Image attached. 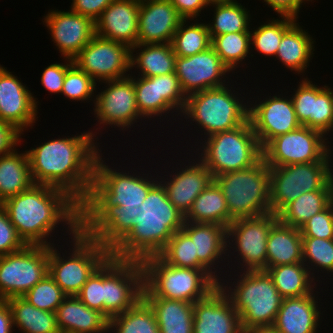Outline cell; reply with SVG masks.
Masks as SVG:
<instances>
[{
	"instance_id": "obj_50",
	"label": "cell",
	"mask_w": 333,
	"mask_h": 333,
	"mask_svg": "<svg viewBox=\"0 0 333 333\" xmlns=\"http://www.w3.org/2000/svg\"><path fill=\"white\" fill-rule=\"evenodd\" d=\"M76 296L87 307L104 315V262L92 273Z\"/></svg>"
},
{
	"instance_id": "obj_58",
	"label": "cell",
	"mask_w": 333,
	"mask_h": 333,
	"mask_svg": "<svg viewBox=\"0 0 333 333\" xmlns=\"http://www.w3.org/2000/svg\"><path fill=\"white\" fill-rule=\"evenodd\" d=\"M177 12L184 18L193 21L201 16V11L208 8L204 0H169Z\"/></svg>"
},
{
	"instance_id": "obj_54",
	"label": "cell",
	"mask_w": 333,
	"mask_h": 333,
	"mask_svg": "<svg viewBox=\"0 0 333 333\" xmlns=\"http://www.w3.org/2000/svg\"><path fill=\"white\" fill-rule=\"evenodd\" d=\"M65 63H53L47 66L41 75V84L50 93L60 95L66 71L74 64L73 60L64 58Z\"/></svg>"
},
{
	"instance_id": "obj_59",
	"label": "cell",
	"mask_w": 333,
	"mask_h": 333,
	"mask_svg": "<svg viewBox=\"0 0 333 333\" xmlns=\"http://www.w3.org/2000/svg\"><path fill=\"white\" fill-rule=\"evenodd\" d=\"M12 312L6 300H0V333H13Z\"/></svg>"
},
{
	"instance_id": "obj_13",
	"label": "cell",
	"mask_w": 333,
	"mask_h": 333,
	"mask_svg": "<svg viewBox=\"0 0 333 333\" xmlns=\"http://www.w3.org/2000/svg\"><path fill=\"white\" fill-rule=\"evenodd\" d=\"M49 270V246L26 245L22 250L0 256V300L22 297Z\"/></svg>"
},
{
	"instance_id": "obj_33",
	"label": "cell",
	"mask_w": 333,
	"mask_h": 333,
	"mask_svg": "<svg viewBox=\"0 0 333 333\" xmlns=\"http://www.w3.org/2000/svg\"><path fill=\"white\" fill-rule=\"evenodd\" d=\"M151 307L160 333H193V303L163 297H142Z\"/></svg>"
},
{
	"instance_id": "obj_4",
	"label": "cell",
	"mask_w": 333,
	"mask_h": 333,
	"mask_svg": "<svg viewBox=\"0 0 333 333\" xmlns=\"http://www.w3.org/2000/svg\"><path fill=\"white\" fill-rule=\"evenodd\" d=\"M228 273L230 279L224 276L228 281L221 279L218 285L237 310L242 330L273 326L284 298L278 292L268 272L249 270L237 271V274L233 271L231 274L228 270ZM230 280L235 281L232 283Z\"/></svg>"
},
{
	"instance_id": "obj_9",
	"label": "cell",
	"mask_w": 333,
	"mask_h": 333,
	"mask_svg": "<svg viewBox=\"0 0 333 333\" xmlns=\"http://www.w3.org/2000/svg\"><path fill=\"white\" fill-rule=\"evenodd\" d=\"M69 239L71 241L67 242L71 243L72 249L68 250L71 253L62 252L61 256V248L58 251L54 245L49 246L48 274L67 296H76L111 252L95 239L89 238L81 229Z\"/></svg>"
},
{
	"instance_id": "obj_3",
	"label": "cell",
	"mask_w": 333,
	"mask_h": 333,
	"mask_svg": "<svg viewBox=\"0 0 333 333\" xmlns=\"http://www.w3.org/2000/svg\"><path fill=\"white\" fill-rule=\"evenodd\" d=\"M185 215L168 199L160 180L149 190L140 207H135V226L111 251L121 260H137L159 255L176 231L182 229Z\"/></svg>"
},
{
	"instance_id": "obj_55",
	"label": "cell",
	"mask_w": 333,
	"mask_h": 333,
	"mask_svg": "<svg viewBox=\"0 0 333 333\" xmlns=\"http://www.w3.org/2000/svg\"><path fill=\"white\" fill-rule=\"evenodd\" d=\"M113 0H72L71 10L96 21Z\"/></svg>"
},
{
	"instance_id": "obj_34",
	"label": "cell",
	"mask_w": 333,
	"mask_h": 333,
	"mask_svg": "<svg viewBox=\"0 0 333 333\" xmlns=\"http://www.w3.org/2000/svg\"><path fill=\"white\" fill-rule=\"evenodd\" d=\"M175 60L171 43L137 44L130 48V69H139L140 77L174 73Z\"/></svg>"
},
{
	"instance_id": "obj_18",
	"label": "cell",
	"mask_w": 333,
	"mask_h": 333,
	"mask_svg": "<svg viewBox=\"0 0 333 333\" xmlns=\"http://www.w3.org/2000/svg\"><path fill=\"white\" fill-rule=\"evenodd\" d=\"M74 64L96 83L128 77L130 48L113 40L95 35L73 59Z\"/></svg>"
},
{
	"instance_id": "obj_41",
	"label": "cell",
	"mask_w": 333,
	"mask_h": 333,
	"mask_svg": "<svg viewBox=\"0 0 333 333\" xmlns=\"http://www.w3.org/2000/svg\"><path fill=\"white\" fill-rule=\"evenodd\" d=\"M108 333H160V331L153 310L141 299L134 307L109 319Z\"/></svg>"
},
{
	"instance_id": "obj_53",
	"label": "cell",
	"mask_w": 333,
	"mask_h": 333,
	"mask_svg": "<svg viewBox=\"0 0 333 333\" xmlns=\"http://www.w3.org/2000/svg\"><path fill=\"white\" fill-rule=\"evenodd\" d=\"M25 246L5 208L0 205V256L20 251Z\"/></svg>"
},
{
	"instance_id": "obj_29",
	"label": "cell",
	"mask_w": 333,
	"mask_h": 333,
	"mask_svg": "<svg viewBox=\"0 0 333 333\" xmlns=\"http://www.w3.org/2000/svg\"><path fill=\"white\" fill-rule=\"evenodd\" d=\"M318 293L284 298L273 325L278 332L316 333L322 320L320 315H323L317 304Z\"/></svg>"
},
{
	"instance_id": "obj_26",
	"label": "cell",
	"mask_w": 333,
	"mask_h": 333,
	"mask_svg": "<svg viewBox=\"0 0 333 333\" xmlns=\"http://www.w3.org/2000/svg\"><path fill=\"white\" fill-rule=\"evenodd\" d=\"M183 20L169 0L140 1L138 44L171 43Z\"/></svg>"
},
{
	"instance_id": "obj_16",
	"label": "cell",
	"mask_w": 333,
	"mask_h": 333,
	"mask_svg": "<svg viewBox=\"0 0 333 333\" xmlns=\"http://www.w3.org/2000/svg\"><path fill=\"white\" fill-rule=\"evenodd\" d=\"M80 229L110 252L135 226V207L81 204Z\"/></svg>"
},
{
	"instance_id": "obj_57",
	"label": "cell",
	"mask_w": 333,
	"mask_h": 333,
	"mask_svg": "<svg viewBox=\"0 0 333 333\" xmlns=\"http://www.w3.org/2000/svg\"><path fill=\"white\" fill-rule=\"evenodd\" d=\"M307 1L312 2L313 0H263L279 16H289L295 19L299 17L303 3L306 4Z\"/></svg>"
},
{
	"instance_id": "obj_14",
	"label": "cell",
	"mask_w": 333,
	"mask_h": 333,
	"mask_svg": "<svg viewBox=\"0 0 333 333\" xmlns=\"http://www.w3.org/2000/svg\"><path fill=\"white\" fill-rule=\"evenodd\" d=\"M144 271L141 261L109 256L104 261V316L124 313L141 299Z\"/></svg>"
},
{
	"instance_id": "obj_49",
	"label": "cell",
	"mask_w": 333,
	"mask_h": 333,
	"mask_svg": "<svg viewBox=\"0 0 333 333\" xmlns=\"http://www.w3.org/2000/svg\"><path fill=\"white\" fill-rule=\"evenodd\" d=\"M97 83L84 71L73 64L67 71L63 82L61 95L70 101H93L95 103ZM95 94V95H94ZM94 97V98H93ZM94 99V100H93Z\"/></svg>"
},
{
	"instance_id": "obj_47",
	"label": "cell",
	"mask_w": 333,
	"mask_h": 333,
	"mask_svg": "<svg viewBox=\"0 0 333 333\" xmlns=\"http://www.w3.org/2000/svg\"><path fill=\"white\" fill-rule=\"evenodd\" d=\"M333 88L313 83L312 114L301 125L321 132L325 137L333 131Z\"/></svg>"
},
{
	"instance_id": "obj_40",
	"label": "cell",
	"mask_w": 333,
	"mask_h": 333,
	"mask_svg": "<svg viewBox=\"0 0 333 333\" xmlns=\"http://www.w3.org/2000/svg\"><path fill=\"white\" fill-rule=\"evenodd\" d=\"M215 7L213 22L207 23L211 40L218 35L230 32H250V10L233 0L227 3L210 5Z\"/></svg>"
},
{
	"instance_id": "obj_37",
	"label": "cell",
	"mask_w": 333,
	"mask_h": 333,
	"mask_svg": "<svg viewBox=\"0 0 333 333\" xmlns=\"http://www.w3.org/2000/svg\"><path fill=\"white\" fill-rule=\"evenodd\" d=\"M333 202V189L305 192L288 203L278 214L285 225L300 229L312 216L326 209Z\"/></svg>"
},
{
	"instance_id": "obj_44",
	"label": "cell",
	"mask_w": 333,
	"mask_h": 333,
	"mask_svg": "<svg viewBox=\"0 0 333 333\" xmlns=\"http://www.w3.org/2000/svg\"><path fill=\"white\" fill-rule=\"evenodd\" d=\"M278 17L279 19L273 18L256 29L254 27V30L250 28L251 51L257 50L258 53L267 57L276 56L283 34L298 21L289 16Z\"/></svg>"
},
{
	"instance_id": "obj_61",
	"label": "cell",
	"mask_w": 333,
	"mask_h": 333,
	"mask_svg": "<svg viewBox=\"0 0 333 333\" xmlns=\"http://www.w3.org/2000/svg\"><path fill=\"white\" fill-rule=\"evenodd\" d=\"M205 3L210 7L213 4L227 3L233 0H204Z\"/></svg>"
},
{
	"instance_id": "obj_5",
	"label": "cell",
	"mask_w": 333,
	"mask_h": 333,
	"mask_svg": "<svg viewBox=\"0 0 333 333\" xmlns=\"http://www.w3.org/2000/svg\"><path fill=\"white\" fill-rule=\"evenodd\" d=\"M232 86L226 84L189 95L179 116L186 121L189 119L187 122L191 121V125L196 124L198 127L194 128L202 130L204 138L245 124L249 120V99L244 102L246 97L238 94Z\"/></svg>"
},
{
	"instance_id": "obj_43",
	"label": "cell",
	"mask_w": 333,
	"mask_h": 333,
	"mask_svg": "<svg viewBox=\"0 0 333 333\" xmlns=\"http://www.w3.org/2000/svg\"><path fill=\"white\" fill-rule=\"evenodd\" d=\"M211 46L232 74L235 73V69L243 66V60L252 53L250 32H230L215 36Z\"/></svg>"
},
{
	"instance_id": "obj_7",
	"label": "cell",
	"mask_w": 333,
	"mask_h": 333,
	"mask_svg": "<svg viewBox=\"0 0 333 333\" xmlns=\"http://www.w3.org/2000/svg\"><path fill=\"white\" fill-rule=\"evenodd\" d=\"M144 271L142 297H163L195 303L218 285L201 269L171 266L159 255L141 261Z\"/></svg>"
},
{
	"instance_id": "obj_32",
	"label": "cell",
	"mask_w": 333,
	"mask_h": 333,
	"mask_svg": "<svg viewBox=\"0 0 333 333\" xmlns=\"http://www.w3.org/2000/svg\"><path fill=\"white\" fill-rule=\"evenodd\" d=\"M295 263H303L301 231L278 220L271 227L267 238L266 269Z\"/></svg>"
},
{
	"instance_id": "obj_31",
	"label": "cell",
	"mask_w": 333,
	"mask_h": 333,
	"mask_svg": "<svg viewBox=\"0 0 333 333\" xmlns=\"http://www.w3.org/2000/svg\"><path fill=\"white\" fill-rule=\"evenodd\" d=\"M315 40L297 21L283 34L276 58L294 74L304 75L313 59ZM302 73V74H301Z\"/></svg>"
},
{
	"instance_id": "obj_15",
	"label": "cell",
	"mask_w": 333,
	"mask_h": 333,
	"mask_svg": "<svg viewBox=\"0 0 333 333\" xmlns=\"http://www.w3.org/2000/svg\"><path fill=\"white\" fill-rule=\"evenodd\" d=\"M328 137L306 126L272 139L263 149L268 166H286L320 161L331 149ZM326 140V141H325Z\"/></svg>"
},
{
	"instance_id": "obj_6",
	"label": "cell",
	"mask_w": 333,
	"mask_h": 333,
	"mask_svg": "<svg viewBox=\"0 0 333 333\" xmlns=\"http://www.w3.org/2000/svg\"><path fill=\"white\" fill-rule=\"evenodd\" d=\"M203 139L199 140L202 147L198 146L195 157L197 155L200 158L213 178L248 168L263 158L262 147L250 120L234 129L217 132Z\"/></svg>"
},
{
	"instance_id": "obj_60",
	"label": "cell",
	"mask_w": 333,
	"mask_h": 333,
	"mask_svg": "<svg viewBox=\"0 0 333 333\" xmlns=\"http://www.w3.org/2000/svg\"><path fill=\"white\" fill-rule=\"evenodd\" d=\"M243 333H279L274 326L255 327L243 331Z\"/></svg>"
},
{
	"instance_id": "obj_8",
	"label": "cell",
	"mask_w": 333,
	"mask_h": 333,
	"mask_svg": "<svg viewBox=\"0 0 333 333\" xmlns=\"http://www.w3.org/2000/svg\"><path fill=\"white\" fill-rule=\"evenodd\" d=\"M214 181L222 189L232 220L271 212L270 169L263 158L248 168L215 176Z\"/></svg>"
},
{
	"instance_id": "obj_46",
	"label": "cell",
	"mask_w": 333,
	"mask_h": 333,
	"mask_svg": "<svg viewBox=\"0 0 333 333\" xmlns=\"http://www.w3.org/2000/svg\"><path fill=\"white\" fill-rule=\"evenodd\" d=\"M302 249L303 263L317 282L320 281V277H323L318 275L319 271L331 276L329 273H333V239L302 237ZM314 273H317L319 277Z\"/></svg>"
},
{
	"instance_id": "obj_51",
	"label": "cell",
	"mask_w": 333,
	"mask_h": 333,
	"mask_svg": "<svg viewBox=\"0 0 333 333\" xmlns=\"http://www.w3.org/2000/svg\"><path fill=\"white\" fill-rule=\"evenodd\" d=\"M302 237L333 239V202L312 216L301 228Z\"/></svg>"
},
{
	"instance_id": "obj_24",
	"label": "cell",
	"mask_w": 333,
	"mask_h": 333,
	"mask_svg": "<svg viewBox=\"0 0 333 333\" xmlns=\"http://www.w3.org/2000/svg\"><path fill=\"white\" fill-rule=\"evenodd\" d=\"M193 316V333H243L238 312L219 285L193 303Z\"/></svg>"
},
{
	"instance_id": "obj_38",
	"label": "cell",
	"mask_w": 333,
	"mask_h": 333,
	"mask_svg": "<svg viewBox=\"0 0 333 333\" xmlns=\"http://www.w3.org/2000/svg\"><path fill=\"white\" fill-rule=\"evenodd\" d=\"M12 312L13 328L21 333H61L56 313L38 309L23 297L6 300Z\"/></svg>"
},
{
	"instance_id": "obj_19",
	"label": "cell",
	"mask_w": 333,
	"mask_h": 333,
	"mask_svg": "<svg viewBox=\"0 0 333 333\" xmlns=\"http://www.w3.org/2000/svg\"><path fill=\"white\" fill-rule=\"evenodd\" d=\"M106 88L95 97L94 115L98 124L117 126L127 130L143 117L139 113L135 98L134 81L128 76L118 80L102 81ZM107 84V85H106Z\"/></svg>"
},
{
	"instance_id": "obj_48",
	"label": "cell",
	"mask_w": 333,
	"mask_h": 333,
	"mask_svg": "<svg viewBox=\"0 0 333 333\" xmlns=\"http://www.w3.org/2000/svg\"><path fill=\"white\" fill-rule=\"evenodd\" d=\"M22 297L38 309L56 313L58 306L67 295L56 284L54 279L47 274Z\"/></svg>"
},
{
	"instance_id": "obj_2",
	"label": "cell",
	"mask_w": 333,
	"mask_h": 333,
	"mask_svg": "<svg viewBox=\"0 0 333 333\" xmlns=\"http://www.w3.org/2000/svg\"><path fill=\"white\" fill-rule=\"evenodd\" d=\"M2 206L26 245H56L49 238L54 237L60 223L63 227L66 225L70 237L80 230V204L60 188L33 184L4 200Z\"/></svg>"
},
{
	"instance_id": "obj_45",
	"label": "cell",
	"mask_w": 333,
	"mask_h": 333,
	"mask_svg": "<svg viewBox=\"0 0 333 333\" xmlns=\"http://www.w3.org/2000/svg\"><path fill=\"white\" fill-rule=\"evenodd\" d=\"M159 256L169 265L203 270L217 285L219 282L198 262L194 243L181 229L176 231Z\"/></svg>"
},
{
	"instance_id": "obj_36",
	"label": "cell",
	"mask_w": 333,
	"mask_h": 333,
	"mask_svg": "<svg viewBox=\"0 0 333 333\" xmlns=\"http://www.w3.org/2000/svg\"><path fill=\"white\" fill-rule=\"evenodd\" d=\"M27 151L19 153L15 148L11 153L0 156V200L28 190L33 185Z\"/></svg>"
},
{
	"instance_id": "obj_23",
	"label": "cell",
	"mask_w": 333,
	"mask_h": 333,
	"mask_svg": "<svg viewBox=\"0 0 333 333\" xmlns=\"http://www.w3.org/2000/svg\"><path fill=\"white\" fill-rule=\"evenodd\" d=\"M17 76L0 65V120L14 126L23 135L36 123L39 103Z\"/></svg>"
},
{
	"instance_id": "obj_39",
	"label": "cell",
	"mask_w": 333,
	"mask_h": 333,
	"mask_svg": "<svg viewBox=\"0 0 333 333\" xmlns=\"http://www.w3.org/2000/svg\"><path fill=\"white\" fill-rule=\"evenodd\" d=\"M266 271L283 298L312 294L317 289V281L304 263L278 265Z\"/></svg>"
},
{
	"instance_id": "obj_27",
	"label": "cell",
	"mask_w": 333,
	"mask_h": 333,
	"mask_svg": "<svg viewBox=\"0 0 333 333\" xmlns=\"http://www.w3.org/2000/svg\"><path fill=\"white\" fill-rule=\"evenodd\" d=\"M182 230L193 241L195 255H198V262L218 282L221 281L224 277L221 276L223 271L220 269L222 267L226 268L227 265H221V267L219 265L227 262V227L220 224L192 223L185 221Z\"/></svg>"
},
{
	"instance_id": "obj_10",
	"label": "cell",
	"mask_w": 333,
	"mask_h": 333,
	"mask_svg": "<svg viewBox=\"0 0 333 333\" xmlns=\"http://www.w3.org/2000/svg\"><path fill=\"white\" fill-rule=\"evenodd\" d=\"M102 155L101 150L95 158L93 184L88 198L82 204L140 207L149 190L159 181L158 178L152 174L149 176V173L140 174L137 170L126 172L122 169L116 170L114 166L111 168Z\"/></svg>"
},
{
	"instance_id": "obj_17",
	"label": "cell",
	"mask_w": 333,
	"mask_h": 333,
	"mask_svg": "<svg viewBox=\"0 0 333 333\" xmlns=\"http://www.w3.org/2000/svg\"><path fill=\"white\" fill-rule=\"evenodd\" d=\"M129 77L134 81L137 106L144 119L152 120L158 116L159 119L163 116L168 118L167 114L171 111V114H182L187 97L175 72L154 77H136L130 74Z\"/></svg>"
},
{
	"instance_id": "obj_30",
	"label": "cell",
	"mask_w": 333,
	"mask_h": 333,
	"mask_svg": "<svg viewBox=\"0 0 333 333\" xmlns=\"http://www.w3.org/2000/svg\"><path fill=\"white\" fill-rule=\"evenodd\" d=\"M56 317L61 333H108L109 320L77 296H67L58 306Z\"/></svg>"
},
{
	"instance_id": "obj_22",
	"label": "cell",
	"mask_w": 333,
	"mask_h": 333,
	"mask_svg": "<svg viewBox=\"0 0 333 333\" xmlns=\"http://www.w3.org/2000/svg\"><path fill=\"white\" fill-rule=\"evenodd\" d=\"M43 24L64 58L73 60L96 35L95 21L87 16L68 11L49 10Z\"/></svg>"
},
{
	"instance_id": "obj_20",
	"label": "cell",
	"mask_w": 333,
	"mask_h": 333,
	"mask_svg": "<svg viewBox=\"0 0 333 333\" xmlns=\"http://www.w3.org/2000/svg\"><path fill=\"white\" fill-rule=\"evenodd\" d=\"M276 94L249 101V120L262 149L274 138L301 126L290 96ZM290 97V98H289ZM261 101H260V100ZM255 101V102H254ZM258 101V103H257ZM254 104H253V103Z\"/></svg>"
},
{
	"instance_id": "obj_42",
	"label": "cell",
	"mask_w": 333,
	"mask_h": 333,
	"mask_svg": "<svg viewBox=\"0 0 333 333\" xmlns=\"http://www.w3.org/2000/svg\"><path fill=\"white\" fill-rule=\"evenodd\" d=\"M194 23L184 19L177 28L171 42L174 54L178 57H189L211 47V37L206 22ZM190 23L191 25H189ZM186 24V25H185Z\"/></svg>"
},
{
	"instance_id": "obj_25",
	"label": "cell",
	"mask_w": 333,
	"mask_h": 333,
	"mask_svg": "<svg viewBox=\"0 0 333 333\" xmlns=\"http://www.w3.org/2000/svg\"><path fill=\"white\" fill-rule=\"evenodd\" d=\"M187 160L188 165L184 164L181 159L178 160L180 163L182 162L181 164L176 163V165H180V168H174L172 171L176 172L173 175L170 173L171 176L164 175L162 178L157 174L158 180H161L160 182L166 189L168 199L184 215L191 209L196 197L214 180L211 172L199 159L187 158ZM165 176L169 178L165 179Z\"/></svg>"
},
{
	"instance_id": "obj_1",
	"label": "cell",
	"mask_w": 333,
	"mask_h": 333,
	"mask_svg": "<svg viewBox=\"0 0 333 333\" xmlns=\"http://www.w3.org/2000/svg\"><path fill=\"white\" fill-rule=\"evenodd\" d=\"M95 133L87 130L26 150L33 183L60 188L81 205L89 196L95 158L101 151Z\"/></svg>"
},
{
	"instance_id": "obj_12",
	"label": "cell",
	"mask_w": 333,
	"mask_h": 333,
	"mask_svg": "<svg viewBox=\"0 0 333 333\" xmlns=\"http://www.w3.org/2000/svg\"><path fill=\"white\" fill-rule=\"evenodd\" d=\"M277 221V215L271 212L256 217L239 218L232 221L227 227L228 260L226 263L227 266L229 265L231 272L233 270L235 272L266 270L267 238L271 227ZM232 256L235 259V263L232 264L234 267L233 270L232 265L229 264L232 262ZM236 262H238V266Z\"/></svg>"
},
{
	"instance_id": "obj_56",
	"label": "cell",
	"mask_w": 333,
	"mask_h": 333,
	"mask_svg": "<svg viewBox=\"0 0 333 333\" xmlns=\"http://www.w3.org/2000/svg\"><path fill=\"white\" fill-rule=\"evenodd\" d=\"M21 132L11 124L0 120V156L11 153L21 144Z\"/></svg>"
},
{
	"instance_id": "obj_52",
	"label": "cell",
	"mask_w": 333,
	"mask_h": 333,
	"mask_svg": "<svg viewBox=\"0 0 333 333\" xmlns=\"http://www.w3.org/2000/svg\"><path fill=\"white\" fill-rule=\"evenodd\" d=\"M301 81L298 86L294 88V93L291 96V100L294 106L296 117L299 123L302 125L312 114L313 107V81H310L308 77H301Z\"/></svg>"
},
{
	"instance_id": "obj_21",
	"label": "cell",
	"mask_w": 333,
	"mask_h": 333,
	"mask_svg": "<svg viewBox=\"0 0 333 333\" xmlns=\"http://www.w3.org/2000/svg\"><path fill=\"white\" fill-rule=\"evenodd\" d=\"M230 72L212 46L193 56H176L175 74L186 97L230 83L226 77Z\"/></svg>"
},
{
	"instance_id": "obj_28",
	"label": "cell",
	"mask_w": 333,
	"mask_h": 333,
	"mask_svg": "<svg viewBox=\"0 0 333 333\" xmlns=\"http://www.w3.org/2000/svg\"><path fill=\"white\" fill-rule=\"evenodd\" d=\"M140 1L113 0L95 21L96 35L127 45L138 44Z\"/></svg>"
},
{
	"instance_id": "obj_35",
	"label": "cell",
	"mask_w": 333,
	"mask_h": 333,
	"mask_svg": "<svg viewBox=\"0 0 333 333\" xmlns=\"http://www.w3.org/2000/svg\"><path fill=\"white\" fill-rule=\"evenodd\" d=\"M185 221L220 224L225 227L232 223L222 189L214 180L196 197L191 209L185 215Z\"/></svg>"
},
{
	"instance_id": "obj_11",
	"label": "cell",
	"mask_w": 333,
	"mask_h": 333,
	"mask_svg": "<svg viewBox=\"0 0 333 333\" xmlns=\"http://www.w3.org/2000/svg\"><path fill=\"white\" fill-rule=\"evenodd\" d=\"M332 154L330 150L317 162L269 166L271 213L277 215L305 192L333 189Z\"/></svg>"
}]
</instances>
